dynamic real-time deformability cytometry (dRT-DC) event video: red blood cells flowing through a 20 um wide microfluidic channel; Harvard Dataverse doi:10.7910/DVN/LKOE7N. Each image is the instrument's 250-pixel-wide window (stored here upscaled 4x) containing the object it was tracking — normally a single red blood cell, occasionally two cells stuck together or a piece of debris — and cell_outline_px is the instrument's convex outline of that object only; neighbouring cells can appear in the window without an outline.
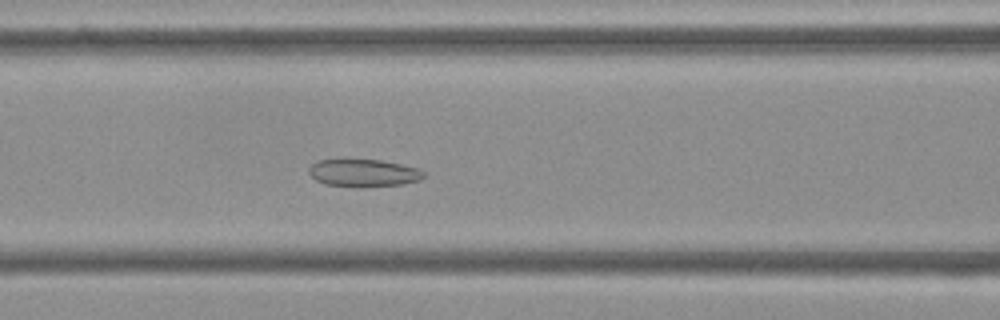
{"species": "Egyptian fruit bat (a non-hibernating species)", "species_latin": "Rousettus aegyptiacus", "temperature_condition": "cold", "stored_images_in_passage": 56, "camera_frame_rate_fps": 3000, "um_per_image_px": 0.085, "frame": {"image": 1, "passage_image": 23, "time_ms": 7.333, "image_size_px": [1000, 320], "cell_outline_px": [[424, 176], [420, 180], [404, 184], [364, 188], [324, 184], [316, 180], [308, 172], [308, 168], [316, 160], [340, 156], [344, 156], [380, 160], [400, 164], [416, 168], [424, 172]], "centroid_in_image_um": [30.81, 14.66], "position_along_channel_um": 135.8, "area_um2": 19.48}}
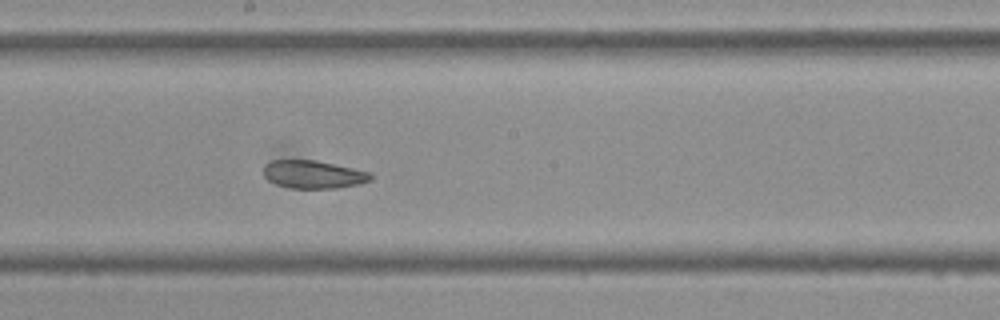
{"frame": {"image": 2, "passage_image": 30, "time_ms": 9.667, "image_size_px": [1000, 320], "cell_outline_px": [[372, 180], [360, 184], [336, 188], [288, 188], [276, 184], [268, 180], [264, 176], [264, 164], [272, 160], [316, 160], [372, 172]], "centroid_in_image_um": [26.65, 14.82], "position_along_channel_um": 221.6, "area_um2": 17.63}}
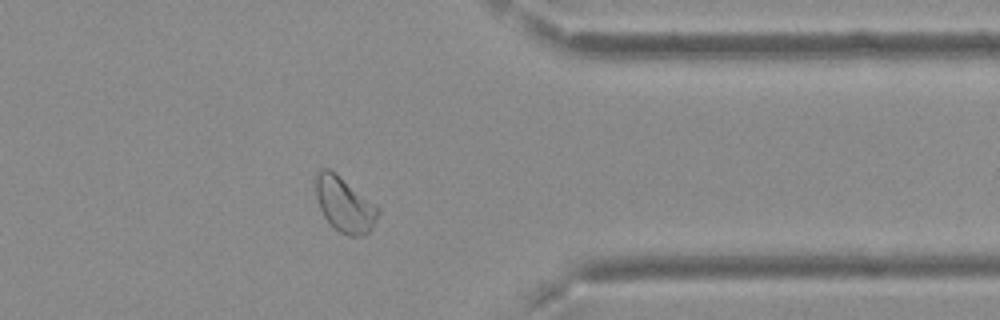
{"frame": {"image": 3, "passage_image": 44, "time_ms": 14.333, "image_size_px": [1000, 320], "cell_outline_px": [[380, 212], [372, 228], [364, 236], [348, 236], [340, 232], [324, 216], [320, 208], [316, 196], [316, 176], [324, 168], [328, 168], [376, 204], [380, 208]], "centroid_in_image_um": [29.32, 17.42], "position_along_channel_um": 382.1, "area_um2": 19.54}, "authors_computed_cell_mechanics": {"area_um2": 21.4438, "velocity_mm_per_s": 3.6847, "shape_relaxation_time_tau1_ms": null, "shape_relaxation_time_tau2_ms": 2.374, "deformation_change_tau1": null, "deformation_change_tau2": 0.0772}}